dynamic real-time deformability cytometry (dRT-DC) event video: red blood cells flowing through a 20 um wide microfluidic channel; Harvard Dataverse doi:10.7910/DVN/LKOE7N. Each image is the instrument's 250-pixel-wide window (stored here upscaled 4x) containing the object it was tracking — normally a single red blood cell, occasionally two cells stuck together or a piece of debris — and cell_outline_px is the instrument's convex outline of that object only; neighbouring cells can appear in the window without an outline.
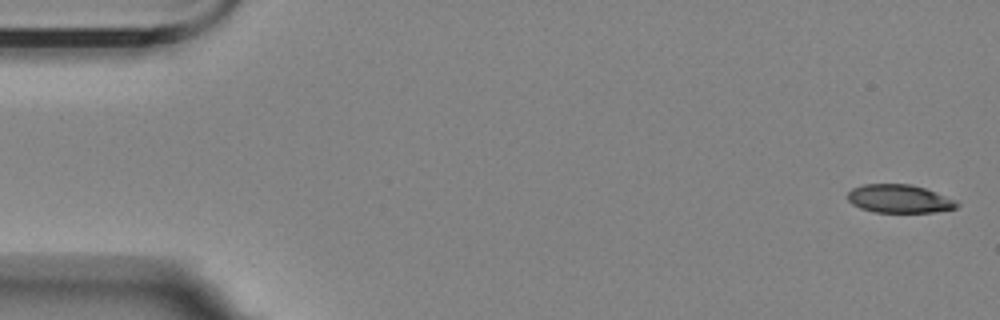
{"species": "Egyptian fruit bat (a non-hibernating species)", "species_latin": "Rousettus aegyptiacus", "temperature_condition": "room temperature", "stored_images_in_passage": 5, "camera_frame_rate_fps": 3000, "um_per_image_px": 0.085, "animal": {"sex": "female"}, "frame": {"image": 1, "passage_image": 1, "time_ms": 0.0, "image_size_px": [1000, 320], "cell_outline_px": [[960, 204], [956, 208], [932, 212], [872, 212], [860, 208], [852, 204], [848, 200], [848, 192], [852, 188], [864, 184], [912, 184], [924, 188], [952, 200]], "centroid_in_image_um": [76.37, 16.9], "position_along_channel_um": 8.6, "area_um2": 17.74}}